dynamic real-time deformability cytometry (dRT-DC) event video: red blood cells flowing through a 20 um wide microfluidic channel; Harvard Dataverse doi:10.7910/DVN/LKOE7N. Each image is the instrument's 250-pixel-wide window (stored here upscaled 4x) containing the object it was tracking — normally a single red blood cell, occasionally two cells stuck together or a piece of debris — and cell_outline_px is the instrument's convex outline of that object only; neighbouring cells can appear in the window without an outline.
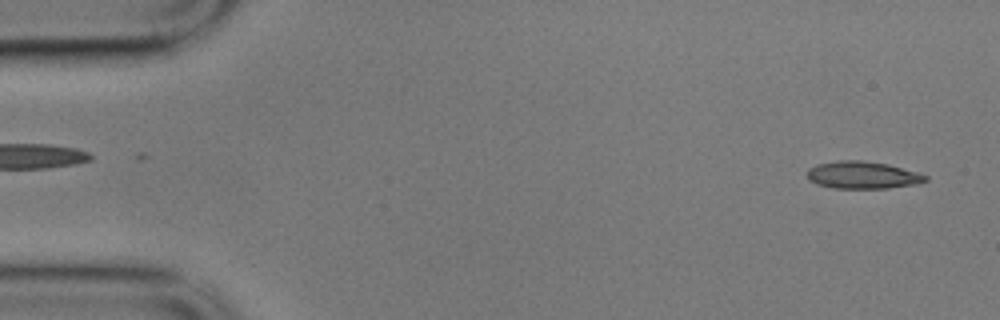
{"species": "common noctule bat (a hibernating species)", "species_latin": "Nyctalus noctula", "temperature_condition": "cold", "stored_images_in_passage": 2, "segment_of_instrument_passage": [2, 2], "camera_frame_rate_fps": 3000, "um_per_image_px": 0.085, "animal": {"sex": "male", "body_mass_g": 17.9}, "frame": {"image": 1, "passage_image": 2, "time_ms": 0.333, "image_size_px": [1000, 320], "cell_outline_px": [[928, 180], [916, 184], [888, 188], [832, 188], [816, 184], [808, 180], [808, 168], [816, 164], [836, 160], [860, 160], [888, 164], [916, 172], [928, 176]], "centroid_in_image_um": [73.29, 14.88], "position_along_channel_um": 11.7, "area_um2": 18.9}}